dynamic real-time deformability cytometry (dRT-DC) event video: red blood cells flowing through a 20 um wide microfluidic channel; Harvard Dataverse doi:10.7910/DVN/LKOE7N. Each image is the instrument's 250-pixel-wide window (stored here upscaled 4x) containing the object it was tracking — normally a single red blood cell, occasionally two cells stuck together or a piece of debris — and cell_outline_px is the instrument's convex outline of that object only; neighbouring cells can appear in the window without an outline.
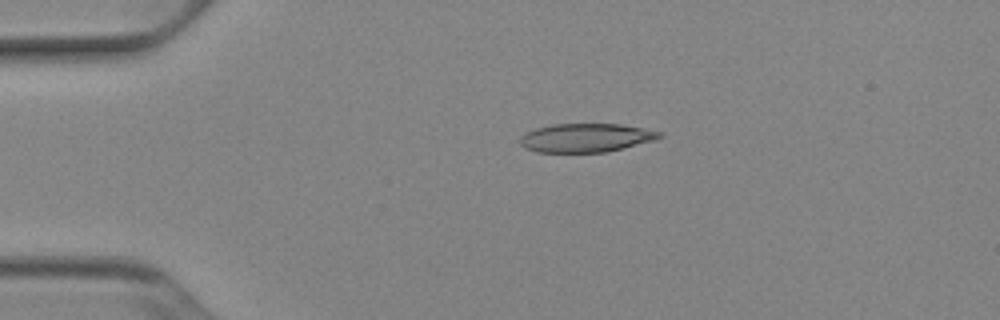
{"species": "Egyptian fruit bat (a non-hibernating species)", "species_latin": "Rousettus aegyptiacus", "temperature_condition": "cold", "stored_images_in_passage": 42, "camera_frame_rate_fps": 3000, "um_per_image_px": 0.085, "animal": {"sex": "female"}, "frame": {"image": 1, "passage_image": 1, "time_ms": 0.0, "image_size_px": [1000, 320], "cell_outline_px": [[664, 136], [656, 140], [608, 152], [540, 152], [524, 148], [520, 144], [520, 136], [536, 128], [552, 124], [620, 124], [660, 132]], "centroid_in_image_um": [49.81, 11.72], "position_along_channel_um": 35.2, "area_um2": 23.24}}
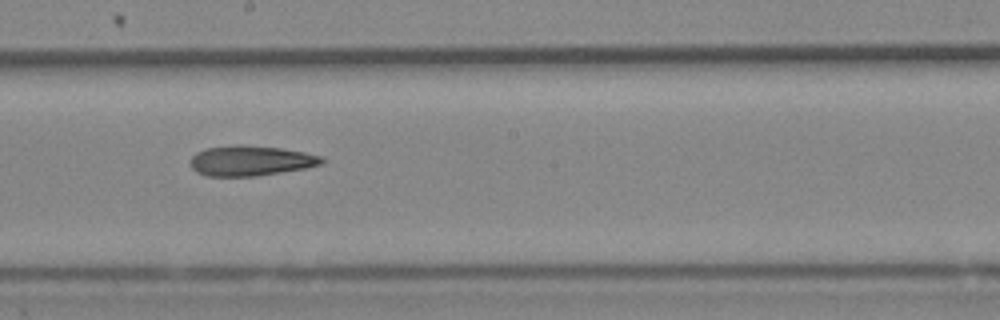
{"frame": {"image": 2, "passage_image": 19, "time_ms": 6.0, "image_size_px": [1000, 320], "cell_outline_px": [[324, 164], [308, 168], [256, 176], [208, 176], [196, 172], [192, 168], [192, 156], [196, 152], [204, 148], [236, 144], [244, 144], [280, 148], [304, 152], [324, 156]], "centroid_in_image_um": [21.35, 13.65], "position_along_channel_um": 226.9, "area_um2": 23.41}}
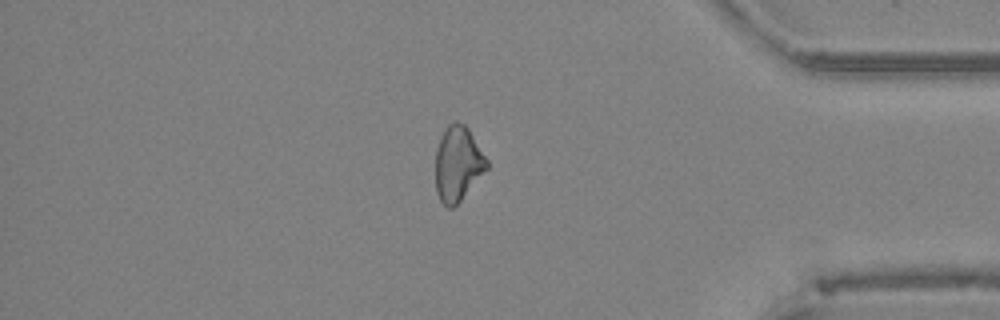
{"frame": {"image": 3, "passage_image": 34, "time_ms": 11.0, "image_size_px": [1000, 320], "cell_outline_px": [[488, 168], [460, 200], [452, 208], [448, 208], [440, 200], [436, 192], [436, 148], [448, 124], [456, 120], [464, 124], [468, 128], [488, 160]], "centroid_in_image_um": [38.92, 13.9], "position_along_channel_um": 396.3, "area_um2": 22.14}, "authors_computed_cell_mechanics": {"area_um2": 23.2356, "velocity_mm_per_s": 3.9176, "shape_relaxation_time_tau1_ms": null, "shape_relaxation_time_tau2_ms": 9.0261, "deformation_change_tau1": null, "deformation_change_tau2": 0.2059}}